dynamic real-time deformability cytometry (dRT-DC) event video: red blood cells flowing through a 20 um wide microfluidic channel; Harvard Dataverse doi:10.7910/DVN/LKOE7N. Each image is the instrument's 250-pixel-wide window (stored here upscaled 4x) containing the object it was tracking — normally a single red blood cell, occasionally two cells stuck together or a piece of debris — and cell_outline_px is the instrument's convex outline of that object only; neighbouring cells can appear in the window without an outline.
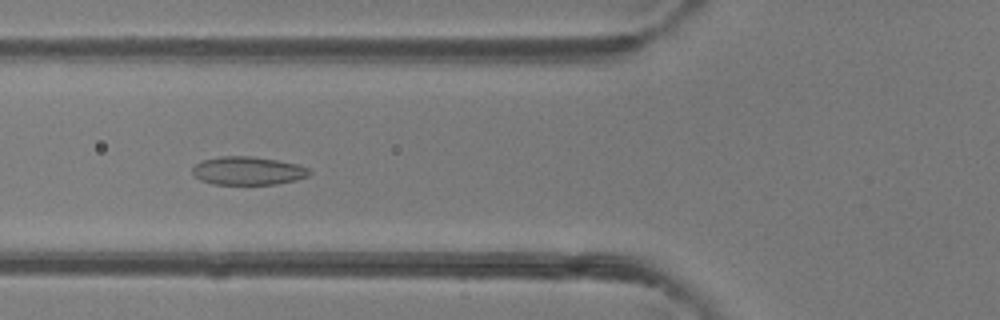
{"species": "common noctule bat (a hibernating species)", "species_latin": "Nyctalus noctula", "temperature_condition": "room temperature", "stored_images_in_passage": 37, "camera_frame_rate_fps": 3000, "um_per_image_px": 0.085, "animal": {"sex": "female"}, "frame": {"image": 1, "passage_image": 7, "time_ms": 2.0, "image_size_px": [1000, 320], "cell_outline_px": [[312, 172], [308, 176], [296, 180], [276, 184], [212, 184], [200, 180], [192, 172], [192, 168], [196, 164], [204, 160], [220, 156], [252, 156], [276, 160], [296, 164], [308, 168]], "centroid_in_image_um": [21.08, 14.52], "position_along_channel_um": 104.7, "area_um2": 19.19}}
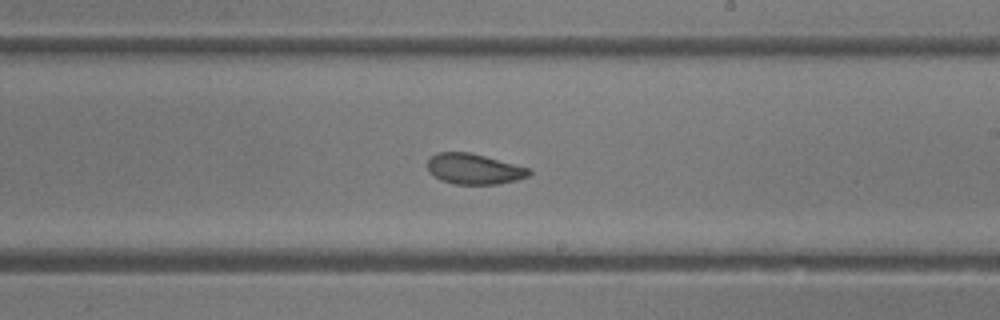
{"frame": {"image": 2, "passage_image": 17, "time_ms": 5.333, "image_size_px": [1000, 320], "cell_outline_px": [[532, 172], [528, 176], [516, 180], [500, 184], [456, 184], [440, 180], [432, 176], [428, 172], [428, 160], [436, 152], [468, 152], [532, 168]], "centroid_in_image_um": [40.3, 14.37], "position_along_channel_um": 248.7, "area_um2": 18.21}}
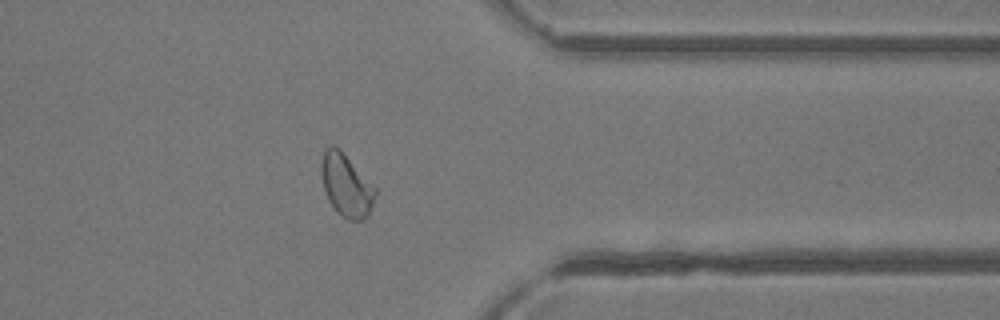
{"frame": {"image": 3, "passage_image": 27, "time_ms": 8.667, "image_size_px": [1000, 320], "cell_outline_px": [[376, 196], [368, 216], [364, 220], [348, 220], [328, 200], [324, 188], [320, 172], [320, 164], [324, 152], [328, 144], [332, 144], [340, 148], [376, 188]], "centroid_in_image_um": [29.43, 15.71], "position_along_channel_um": 382.0, "area_um2": 19.65}, "authors_computed_cell_mechanics": {"area_um2": 19.3052, "velocity_mm_per_s": 4.323, "shape_relaxation_time_tau1_ms": null, "shape_relaxation_time_tau2_ms": 1.6937, "deformation_change_tau1": null, "deformation_change_tau2": 0.0743}}